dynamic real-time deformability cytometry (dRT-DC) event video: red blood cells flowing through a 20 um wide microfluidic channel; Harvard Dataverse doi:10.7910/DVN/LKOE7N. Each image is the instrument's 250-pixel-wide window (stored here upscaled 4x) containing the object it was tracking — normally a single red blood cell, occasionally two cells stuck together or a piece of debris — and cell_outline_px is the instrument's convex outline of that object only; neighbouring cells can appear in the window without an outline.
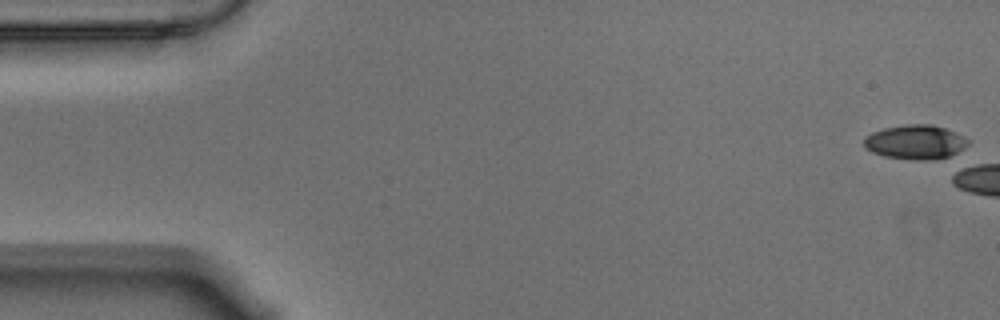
{"species": "Egyptian fruit bat (a non-hibernating species)", "species_latin": "Rousettus aegyptiacus", "temperature_condition": "warm", "stored_images_in_passage": 4, "camera_frame_rate_fps": 3000, "um_per_image_px": 0.085, "animal": {"sex": "male"}, "frame": {"image": 1, "passage_image": 1, "time_ms": 0.0, "image_size_px": [1000, 320], "cell_outline_px": [[972, 140], [964, 148], [948, 156], [936, 160], [912, 160], [884, 156], [872, 152], [864, 148], [864, 136], [872, 132], [884, 128], [904, 124], [932, 124], [944, 128], [964, 136]], "centroid_in_image_um": [77.8, 12.07], "position_along_channel_um": 7.2, "area_um2": 21.04}}